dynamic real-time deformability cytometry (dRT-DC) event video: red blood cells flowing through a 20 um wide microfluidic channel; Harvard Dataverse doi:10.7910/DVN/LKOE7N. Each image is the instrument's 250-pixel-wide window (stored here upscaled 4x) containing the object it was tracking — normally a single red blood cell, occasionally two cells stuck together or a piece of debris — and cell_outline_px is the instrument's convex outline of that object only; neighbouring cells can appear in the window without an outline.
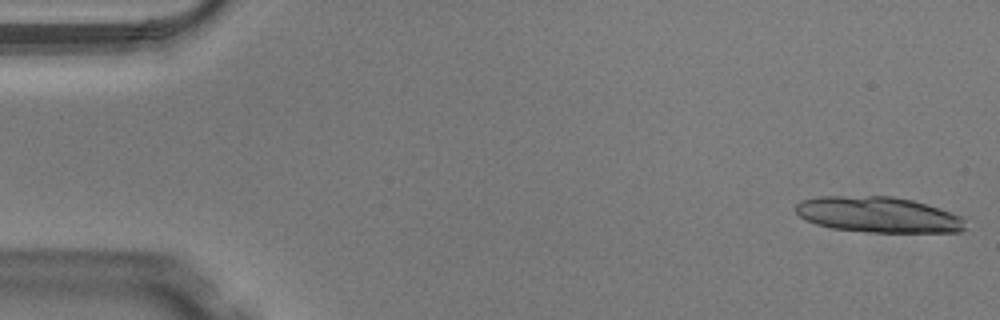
{"species": "Egyptian fruit bat (a non-hibernating species)", "species_latin": "Rousettus aegyptiacus", "temperature_condition": "warm", "stored_images_in_passage": 14, "camera_frame_rate_fps": 3000, "um_per_image_px": 0.085, "animal": {"sex": "male"}, "frame": {"image": 1, "passage_image": 1, "time_ms": 0.0, "image_size_px": [1000, 320], "cell_outline_px": [[964, 228], [960, 232], [872, 232], [832, 228], [816, 224], [800, 216], [796, 212], [796, 204], [800, 200], [820, 196], [892, 196], [912, 200], [940, 208], [960, 216], [964, 220]], "centroid_in_image_um": [74.64, 18.24], "position_along_channel_um": 10.4, "area_um2": 35.14}}